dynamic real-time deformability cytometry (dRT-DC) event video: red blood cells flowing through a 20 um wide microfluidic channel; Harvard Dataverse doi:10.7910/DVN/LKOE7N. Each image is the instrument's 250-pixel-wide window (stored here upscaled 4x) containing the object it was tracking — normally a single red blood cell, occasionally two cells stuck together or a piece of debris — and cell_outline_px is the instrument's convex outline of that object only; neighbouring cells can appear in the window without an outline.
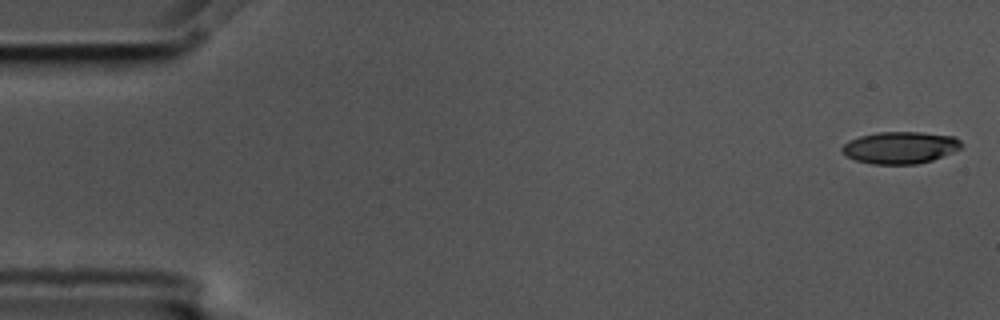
{"species": "common noctule bat (a hibernating species)", "species_latin": "Nyctalus noctula", "temperature_condition": "cold", "stored_images_in_passage": 5, "camera_frame_rate_fps": 3000, "um_per_image_px": 0.085, "animal": {"sex": "male", "body_mass_g": 17.5, "forearm_length_mm": 52.3}, "frame": {"image": 1, "passage_image": 1, "time_ms": 0.0, "image_size_px": [1000, 320], "cell_outline_px": [[964, 144], [960, 148], [952, 152], [932, 160], [916, 164], [872, 164], [856, 160], [840, 152], [840, 148], [844, 144], [860, 136], [876, 132], [920, 132], [956, 136]], "centroid_in_image_um": [76.53, 12.54], "position_along_channel_um": 8.5, "area_um2": 22.25}}
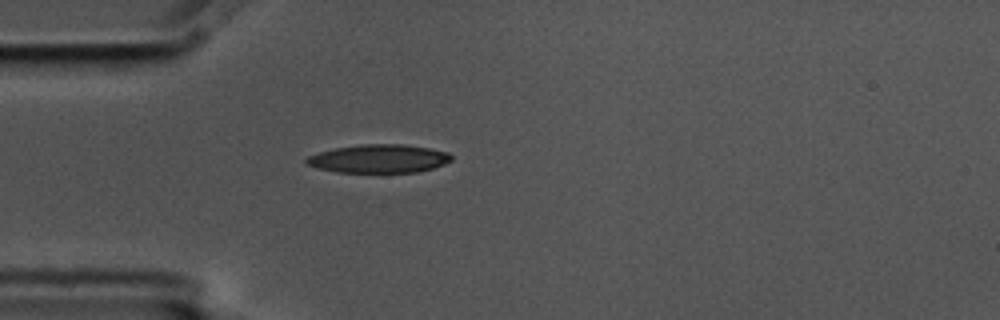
{"frame": {"image": 2, "passage_image": 5, "time_ms": 1.333, "image_size_px": [1000, 320], "cell_outline_px": [[452, 160], [444, 164], [432, 168], [416, 172], [336, 172], [304, 164], [304, 160], [308, 156], [320, 152], [336, 148], [360, 144], [400, 144], [428, 148], [448, 152], [452, 156]], "centroid_in_image_um": [32.19, 13.49], "position_along_channel_um": 52.8, "area_um2": 23.81}}